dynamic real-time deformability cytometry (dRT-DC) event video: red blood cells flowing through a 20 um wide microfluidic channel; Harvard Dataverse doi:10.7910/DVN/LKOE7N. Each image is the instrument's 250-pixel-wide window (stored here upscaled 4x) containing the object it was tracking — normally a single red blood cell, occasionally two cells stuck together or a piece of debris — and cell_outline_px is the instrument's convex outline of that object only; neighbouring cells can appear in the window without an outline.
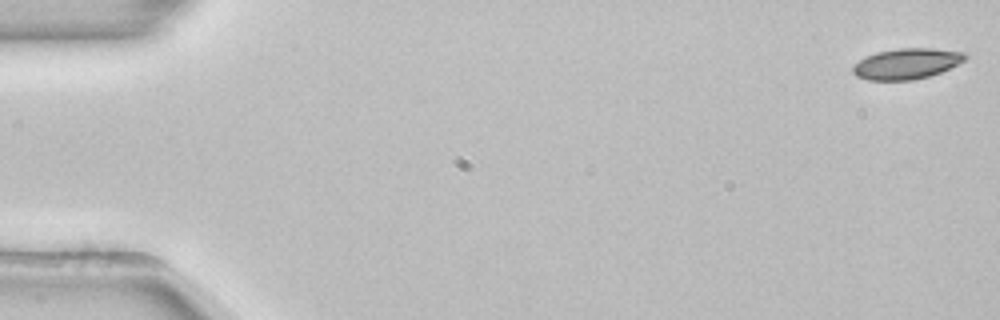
{"species": "common noctule bat (a hibernating species)", "species_latin": "Nyctalus noctula", "temperature_condition": "room temperature", "stored_images_in_passage": 53, "camera_frame_rate_fps": 3000, "um_per_image_px": 0.085, "animal": {"sex": "female", "body_mass_g": 22.7, "forearm_length_mm": 54.2}, "frame": {"image": 1, "passage_image": 1, "time_ms": 0.0, "image_size_px": [1000, 320], "cell_outline_px": [[968, 56], [964, 60], [940, 72], [928, 76], [912, 80], [868, 80], [856, 76], [852, 72], [852, 64], [876, 52], [896, 48], [932, 48], [968, 52]], "centroid_in_image_um": [77.05, 5.4], "position_along_channel_um": 8.0, "area_um2": 20.11}}
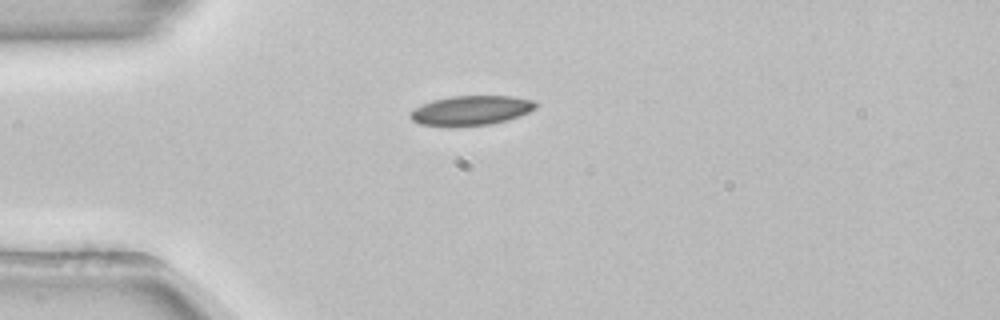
{"frame": {"image": 2, "passage_image": 14, "time_ms": 4.333, "image_size_px": [1000, 320], "cell_outline_px": [[536, 108], [528, 112], [492, 124], [420, 124], [412, 120], [408, 116], [408, 112], [412, 108], [432, 100], [452, 96], [512, 96], [536, 100]], "centroid_in_image_um": [40.02, 9.34], "position_along_channel_um": 45.0, "area_um2": 21.04}}
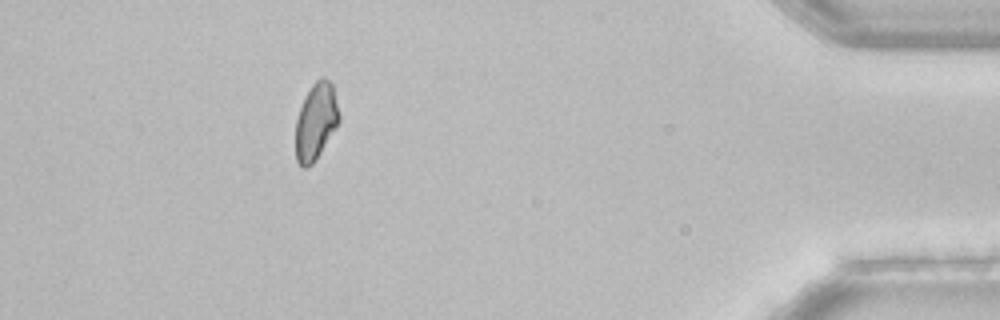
{"frame": {"image": 3, "passage_image": 48, "time_ms": 15.667, "image_size_px": [1000, 320], "cell_outline_px": [[340, 120], [316, 160], [308, 168], [300, 168], [296, 160], [296, 120], [304, 96], [312, 84], [320, 76], [324, 76], [332, 84], [340, 116]], "centroid_in_image_um": [26.84, 10.33], "position_along_channel_um": 408.4, "area_um2": 19.54}, "authors_computed_cell_mechanics": {"area_um2": 20.2878, "velocity_mm_per_s": 3.879, "shape_relaxation_time_tau1_ms": 9.1751, "shape_relaxation_time_tau2_ms": null, "deformation_change_tau1": 0.1472, "deformation_change_tau2": null}}